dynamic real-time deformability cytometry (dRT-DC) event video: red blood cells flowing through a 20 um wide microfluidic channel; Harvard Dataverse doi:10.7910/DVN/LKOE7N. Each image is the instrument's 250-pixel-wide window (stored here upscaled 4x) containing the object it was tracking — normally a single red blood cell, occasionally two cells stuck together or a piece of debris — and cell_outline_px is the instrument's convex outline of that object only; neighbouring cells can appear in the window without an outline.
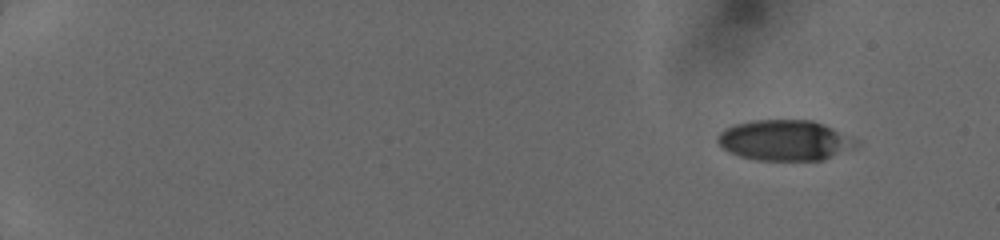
{"species": "human", "species_latin": "Homo sapiens", "temperature_condition": "cold", "stored_images_in_passage": 17, "camera_frame_rate_fps": 3000, "um_per_image_px": 0.085, "donor": {"sex": "female"}, "frame": {"image": 1, "passage_image": 1, "time_ms": 0.0, "image_size_px": [1000, 240], "cell_outline_px": [[860, 144], [856, 148], [824, 160], [756, 160], [740, 156], [724, 148], [716, 140], [716, 136], [724, 128], [732, 124], [752, 120], [812, 120], [824, 124], [852, 136], [860, 140]], "centroid_in_image_um": [66.77, 11.92], "position_along_channel_um": 18.2, "area_um2": 33.18}}
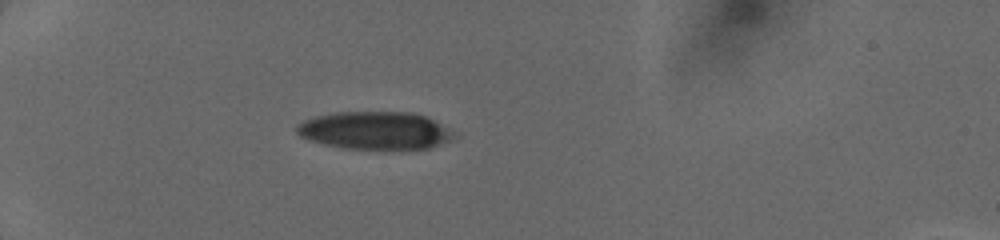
{"frame": {"image": 2, "passage_image": 12, "time_ms": 4.0, "image_size_px": [1000, 240], "cell_outline_px": [[460, 136], [440, 144], [428, 148], [344, 148], [324, 144], [308, 140], [300, 136], [296, 132], [296, 124], [304, 120], [316, 116], [336, 112], [412, 112], [424, 116], [456, 132]], "centroid_in_image_um": [31.87, 11.08], "position_along_channel_um": 53.1, "area_um2": 34.39}}